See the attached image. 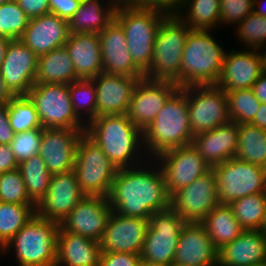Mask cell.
Wrapping results in <instances>:
<instances>
[{"label":"cell","instance_id":"cell-39","mask_svg":"<svg viewBox=\"0 0 266 266\" xmlns=\"http://www.w3.org/2000/svg\"><path fill=\"white\" fill-rule=\"evenodd\" d=\"M225 92L228 100L230 121H234L237 124H250L261 105L252 89Z\"/></svg>","mask_w":266,"mask_h":266},{"label":"cell","instance_id":"cell-42","mask_svg":"<svg viewBox=\"0 0 266 266\" xmlns=\"http://www.w3.org/2000/svg\"><path fill=\"white\" fill-rule=\"evenodd\" d=\"M0 202L35 204L28 195L19 169L0 174Z\"/></svg>","mask_w":266,"mask_h":266},{"label":"cell","instance_id":"cell-53","mask_svg":"<svg viewBox=\"0 0 266 266\" xmlns=\"http://www.w3.org/2000/svg\"><path fill=\"white\" fill-rule=\"evenodd\" d=\"M250 124L266 130V103H261L254 120Z\"/></svg>","mask_w":266,"mask_h":266},{"label":"cell","instance_id":"cell-38","mask_svg":"<svg viewBox=\"0 0 266 266\" xmlns=\"http://www.w3.org/2000/svg\"><path fill=\"white\" fill-rule=\"evenodd\" d=\"M69 94L73 111L82 122L85 117V124L96 118L97 92L93 79H78L72 82L69 84Z\"/></svg>","mask_w":266,"mask_h":266},{"label":"cell","instance_id":"cell-49","mask_svg":"<svg viewBox=\"0 0 266 266\" xmlns=\"http://www.w3.org/2000/svg\"><path fill=\"white\" fill-rule=\"evenodd\" d=\"M29 18L50 13L49 0H16Z\"/></svg>","mask_w":266,"mask_h":266},{"label":"cell","instance_id":"cell-44","mask_svg":"<svg viewBox=\"0 0 266 266\" xmlns=\"http://www.w3.org/2000/svg\"><path fill=\"white\" fill-rule=\"evenodd\" d=\"M43 128L15 133L10 148L18 164L39 154Z\"/></svg>","mask_w":266,"mask_h":266},{"label":"cell","instance_id":"cell-37","mask_svg":"<svg viewBox=\"0 0 266 266\" xmlns=\"http://www.w3.org/2000/svg\"><path fill=\"white\" fill-rule=\"evenodd\" d=\"M235 219L245 230H260L265 216L266 192L245 196L229 203Z\"/></svg>","mask_w":266,"mask_h":266},{"label":"cell","instance_id":"cell-5","mask_svg":"<svg viewBox=\"0 0 266 266\" xmlns=\"http://www.w3.org/2000/svg\"><path fill=\"white\" fill-rule=\"evenodd\" d=\"M59 228L60 223L35 213L1 252L14 247L19 266H55Z\"/></svg>","mask_w":266,"mask_h":266},{"label":"cell","instance_id":"cell-55","mask_svg":"<svg viewBox=\"0 0 266 266\" xmlns=\"http://www.w3.org/2000/svg\"><path fill=\"white\" fill-rule=\"evenodd\" d=\"M9 42H10L9 38L0 35V67L4 61V56L6 54L7 45Z\"/></svg>","mask_w":266,"mask_h":266},{"label":"cell","instance_id":"cell-24","mask_svg":"<svg viewBox=\"0 0 266 266\" xmlns=\"http://www.w3.org/2000/svg\"><path fill=\"white\" fill-rule=\"evenodd\" d=\"M68 37V21L48 13L30 18L19 40L39 57L63 47Z\"/></svg>","mask_w":266,"mask_h":266},{"label":"cell","instance_id":"cell-13","mask_svg":"<svg viewBox=\"0 0 266 266\" xmlns=\"http://www.w3.org/2000/svg\"><path fill=\"white\" fill-rule=\"evenodd\" d=\"M155 158L170 196L212 169L193 144L167 150Z\"/></svg>","mask_w":266,"mask_h":266},{"label":"cell","instance_id":"cell-21","mask_svg":"<svg viewBox=\"0 0 266 266\" xmlns=\"http://www.w3.org/2000/svg\"><path fill=\"white\" fill-rule=\"evenodd\" d=\"M144 76H125L101 72L93 78L96 92V117L126 114L138 81Z\"/></svg>","mask_w":266,"mask_h":266},{"label":"cell","instance_id":"cell-26","mask_svg":"<svg viewBox=\"0 0 266 266\" xmlns=\"http://www.w3.org/2000/svg\"><path fill=\"white\" fill-rule=\"evenodd\" d=\"M239 124L226 122L214 129L194 135L193 146L212 167L235 157Z\"/></svg>","mask_w":266,"mask_h":266},{"label":"cell","instance_id":"cell-51","mask_svg":"<svg viewBox=\"0 0 266 266\" xmlns=\"http://www.w3.org/2000/svg\"><path fill=\"white\" fill-rule=\"evenodd\" d=\"M17 168L18 162L11 151L10 145L0 144V174Z\"/></svg>","mask_w":266,"mask_h":266},{"label":"cell","instance_id":"cell-28","mask_svg":"<svg viewBox=\"0 0 266 266\" xmlns=\"http://www.w3.org/2000/svg\"><path fill=\"white\" fill-rule=\"evenodd\" d=\"M101 252L100 242L66 231L60 225L55 266H99Z\"/></svg>","mask_w":266,"mask_h":266},{"label":"cell","instance_id":"cell-6","mask_svg":"<svg viewBox=\"0 0 266 266\" xmlns=\"http://www.w3.org/2000/svg\"><path fill=\"white\" fill-rule=\"evenodd\" d=\"M165 17L158 11L137 9L128 4L118 5L115 11L114 20L125 33L131 59L144 75L151 68L155 36Z\"/></svg>","mask_w":266,"mask_h":266},{"label":"cell","instance_id":"cell-50","mask_svg":"<svg viewBox=\"0 0 266 266\" xmlns=\"http://www.w3.org/2000/svg\"><path fill=\"white\" fill-rule=\"evenodd\" d=\"M14 134L8 118V108L7 106H0V144L9 145Z\"/></svg>","mask_w":266,"mask_h":266},{"label":"cell","instance_id":"cell-33","mask_svg":"<svg viewBox=\"0 0 266 266\" xmlns=\"http://www.w3.org/2000/svg\"><path fill=\"white\" fill-rule=\"evenodd\" d=\"M235 158L266 168V130L252 124H239Z\"/></svg>","mask_w":266,"mask_h":266},{"label":"cell","instance_id":"cell-1","mask_svg":"<svg viewBox=\"0 0 266 266\" xmlns=\"http://www.w3.org/2000/svg\"><path fill=\"white\" fill-rule=\"evenodd\" d=\"M156 163L155 169L150 162L149 166L145 163V166L117 170L108 195L114 212L125 217L149 219L152 213L171 206L163 172L159 165L157 170Z\"/></svg>","mask_w":266,"mask_h":266},{"label":"cell","instance_id":"cell-47","mask_svg":"<svg viewBox=\"0 0 266 266\" xmlns=\"http://www.w3.org/2000/svg\"><path fill=\"white\" fill-rule=\"evenodd\" d=\"M141 261L140 254L101 252L99 266H140Z\"/></svg>","mask_w":266,"mask_h":266},{"label":"cell","instance_id":"cell-16","mask_svg":"<svg viewBox=\"0 0 266 266\" xmlns=\"http://www.w3.org/2000/svg\"><path fill=\"white\" fill-rule=\"evenodd\" d=\"M112 212L108 197L85 195L60 225L66 231L100 242Z\"/></svg>","mask_w":266,"mask_h":266},{"label":"cell","instance_id":"cell-25","mask_svg":"<svg viewBox=\"0 0 266 266\" xmlns=\"http://www.w3.org/2000/svg\"><path fill=\"white\" fill-rule=\"evenodd\" d=\"M99 40L103 72L130 77L144 76L134 65L128 51L125 33L115 20L99 34Z\"/></svg>","mask_w":266,"mask_h":266},{"label":"cell","instance_id":"cell-35","mask_svg":"<svg viewBox=\"0 0 266 266\" xmlns=\"http://www.w3.org/2000/svg\"><path fill=\"white\" fill-rule=\"evenodd\" d=\"M29 198L37 205L46 195L52 174L39 154L18 164Z\"/></svg>","mask_w":266,"mask_h":266},{"label":"cell","instance_id":"cell-8","mask_svg":"<svg viewBox=\"0 0 266 266\" xmlns=\"http://www.w3.org/2000/svg\"><path fill=\"white\" fill-rule=\"evenodd\" d=\"M74 172L86 195L108 197L117 169L102 149L84 133L77 145Z\"/></svg>","mask_w":266,"mask_h":266},{"label":"cell","instance_id":"cell-58","mask_svg":"<svg viewBox=\"0 0 266 266\" xmlns=\"http://www.w3.org/2000/svg\"><path fill=\"white\" fill-rule=\"evenodd\" d=\"M140 266H172V265L157 264V263H150V262L141 261Z\"/></svg>","mask_w":266,"mask_h":266},{"label":"cell","instance_id":"cell-52","mask_svg":"<svg viewBox=\"0 0 266 266\" xmlns=\"http://www.w3.org/2000/svg\"><path fill=\"white\" fill-rule=\"evenodd\" d=\"M251 89L261 103H266V72H262Z\"/></svg>","mask_w":266,"mask_h":266},{"label":"cell","instance_id":"cell-12","mask_svg":"<svg viewBox=\"0 0 266 266\" xmlns=\"http://www.w3.org/2000/svg\"><path fill=\"white\" fill-rule=\"evenodd\" d=\"M187 95L193 135L229 122L226 92L216 85L181 88Z\"/></svg>","mask_w":266,"mask_h":266},{"label":"cell","instance_id":"cell-20","mask_svg":"<svg viewBox=\"0 0 266 266\" xmlns=\"http://www.w3.org/2000/svg\"><path fill=\"white\" fill-rule=\"evenodd\" d=\"M148 226V219L125 217L113 211L100 241L101 251L141 255Z\"/></svg>","mask_w":266,"mask_h":266},{"label":"cell","instance_id":"cell-45","mask_svg":"<svg viewBox=\"0 0 266 266\" xmlns=\"http://www.w3.org/2000/svg\"><path fill=\"white\" fill-rule=\"evenodd\" d=\"M254 0H220V24H235L253 13Z\"/></svg>","mask_w":266,"mask_h":266},{"label":"cell","instance_id":"cell-40","mask_svg":"<svg viewBox=\"0 0 266 266\" xmlns=\"http://www.w3.org/2000/svg\"><path fill=\"white\" fill-rule=\"evenodd\" d=\"M7 108L14 133L42 128L35 105L28 96H14Z\"/></svg>","mask_w":266,"mask_h":266},{"label":"cell","instance_id":"cell-61","mask_svg":"<svg viewBox=\"0 0 266 266\" xmlns=\"http://www.w3.org/2000/svg\"><path fill=\"white\" fill-rule=\"evenodd\" d=\"M253 266H266V260L263 262H260L259 264L253 265Z\"/></svg>","mask_w":266,"mask_h":266},{"label":"cell","instance_id":"cell-34","mask_svg":"<svg viewBox=\"0 0 266 266\" xmlns=\"http://www.w3.org/2000/svg\"><path fill=\"white\" fill-rule=\"evenodd\" d=\"M177 17L191 30L214 29L219 25L220 0H185Z\"/></svg>","mask_w":266,"mask_h":266},{"label":"cell","instance_id":"cell-60","mask_svg":"<svg viewBox=\"0 0 266 266\" xmlns=\"http://www.w3.org/2000/svg\"><path fill=\"white\" fill-rule=\"evenodd\" d=\"M12 1H15V0H0V5L8 3V2H12Z\"/></svg>","mask_w":266,"mask_h":266},{"label":"cell","instance_id":"cell-31","mask_svg":"<svg viewBox=\"0 0 266 266\" xmlns=\"http://www.w3.org/2000/svg\"><path fill=\"white\" fill-rule=\"evenodd\" d=\"M78 80L65 46L38 57L35 83L71 84Z\"/></svg>","mask_w":266,"mask_h":266},{"label":"cell","instance_id":"cell-43","mask_svg":"<svg viewBox=\"0 0 266 266\" xmlns=\"http://www.w3.org/2000/svg\"><path fill=\"white\" fill-rule=\"evenodd\" d=\"M236 26L239 40L249 49H259L266 45V17L253 12Z\"/></svg>","mask_w":266,"mask_h":266},{"label":"cell","instance_id":"cell-54","mask_svg":"<svg viewBox=\"0 0 266 266\" xmlns=\"http://www.w3.org/2000/svg\"><path fill=\"white\" fill-rule=\"evenodd\" d=\"M13 97L0 74V106H7Z\"/></svg>","mask_w":266,"mask_h":266},{"label":"cell","instance_id":"cell-18","mask_svg":"<svg viewBox=\"0 0 266 266\" xmlns=\"http://www.w3.org/2000/svg\"><path fill=\"white\" fill-rule=\"evenodd\" d=\"M85 130L43 128L39 155L51 174L74 170L77 145Z\"/></svg>","mask_w":266,"mask_h":266},{"label":"cell","instance_id":"cell-41","mask_svg":"<svg viewBox=\"0 0 266 266\" xmlns=\"http://www.w3.org/2000/svg\"><path fill=\"white\" fill-rule=\"evenodd\" d=\"M29 17L17 1L0 5V35L10 40L20 39L28 26Z\"/></svg>","mask_w":266,"mask_h":266},{"label":"cell","instance_id":"cell-36","mask_svg":"<svg viewBox=\"0 0 266 266\" xmlns=\"http://www.w3.org/2000/svg\"><path fill=\"white\" fill-rule=\"evenodd\" d=\"M36 206L0 202V251L36 213Z\"/></svg>","mask_w":266,"mask_h":266},{"label":"cell","instance_id":"cell-3","mask_svg":"<svg viewBox=\"0 0 266 266\" xmlns=\"http://www.w3.org/2000/svg\"><path fill=\"white\" fill-rule=\"evenodd\" d=\"M142 133L144 153L148 152L147 156L153 154L151 159L154 160L167 150L192 144L194 135L190 126L187 95L181 88L168 98Z\"/></svg>","mask_w":266,"mask_h":266},{"label":"cell","instance_id":"cell-48","mask_svg":"<svg viewBox=\"0 0 266 266\" xmlns=\"http://www.w3.org/2000/svg\"><path fill=\"white\" fill-rule=\"evenodd\" d=\"M82 0H49L50 13L69 22L79 9Z\"/></svg>","mask_w":266,"mask_h":266},{"label":"cell","instance_id":"cell-15","mask_svg":"<svg viewBox=\"0 0 266 266\" xmlns=\"http://www.w3.org/2000/svg\"><path fill=\"white\" fill-rule=\"evenodd\" d=\"M85 195L74 170L52 174L46 195L36 206V214L61 223Z\"/></svg>","mask_w":266,"mask_h":266},{"label":"cell","instance_id":"cell-9","mask_svg":"<svg viewBox=\"0 0 266 266\" xmlns=\"http://www.w3.org/2000/svg\"><path fill=\"white\" fill-rule=\"evenodd\" d=\"M220 204L266 192V168L235 157L212 167Z\"/></svg>","mask_w":266,"mask_h":266},{"label":"cell","instance_id":"cell-23","mask_svg":"<svg viewBox=\"0 0 266 266\" xmlns=\"http://www.w3.org/2000/svg\"><path fill=\"white\" fill-rule=\"evenodd\" d=\"M262 72L260 50L233 49L226 53L216 86L224 91L250 89Z\"/></svg>","mask_w":266,"mask_h":266},{"label":"cell","instance_id":"cell-14","mask_svg":"<svg viewBox=\"0 0 266 266\" xmlns=\"http://www.w3.org/2000/svg\"><path fill=\"white\" fill-rule=\"evenodd\" d=\"M219 204L217 180L211 169L171 196V208L186 222L201 223Z\"/></svg>","mask_w":266,"mask_h":266},{"label":"cell","instance_id":"cell-27","mask_svg":"<svg viewBox=\"0 0 266 266\" xmlns=\"http://www.w3.org/2000/svg\"><path fill=\"white\" fill-rule=\"evenodd\" d=\"M265 260L266 235L260 230H244L218 249L217 266H253Z\"/></svg>","mask_w":266,"mask_h":266},{"label":"cell","instance_id":"cell-57","mask_svg":"<svg viewBox=\"0 0 266 266\" xmlns=\"http://www.w3.org/2000/svg\"><path fill=\"white\" fill-rule=\"evenodd\" d=\"M263 50L264 49V52L260 53V56H261V62H262V70L264 72H266V45L262 46L261 48H259L258 50Z\"/></svg>","mask_w":266,"mask_h":266},{"label":"cell","instance_id":"cell-4","mask_svg":"<svg viewBox=\"0 0 266 266\" xmlns=\"http://www.w3.org/2000/svg\"><path fill=\"white\" fill-rule=\"evenodd\" d=\"M210 31L189 32L182 54L179 88L218 82L226 53Z\"/></svg>","mask_w":266,"mask_h":266},{"label":"cell","instance_id":"cell-32","mask_svg":"<svg viewBox=\"0 0 266 266\" xmlns=\"http://www.w3.org/2000/svg\"><path fill=\"white\" fill-rule=\"evenodd\" d=\"M201 223L217 249L232 242L245 230L235 219L229 204L219 203Z\"/></svg>","mask_w":266,"mask_h":266},{"label":"cell","instance_id":"cell-10","mask_svg":"<svg viewBox=\"0 0 266 266\" xmlns=\"http://www.w3.org/2000/svg\"><path fill=\"white\" fill-rule=\"evenodd\" d=\"M27 96L35 105L42 128L86 129L73 111L69 84L35 83Z\"/></svg>","mask_w":266,"mask_h":266},{"label":"cell","instance_id":"cell-2","mask_svg":"<svg viewBox=\"0 0 266 266\" xmlns=\"http://www.w3.org/2000/svg\"><path fill=\"white\" fill-rule=\"evenodd\" d=\"M85 134L102 149L117 170L142 163L141 160L137 162L140 154H144L141 153L143 133L126 114L98 116L86 124Z\"/></svg>","mask_w":266,"mask_h":266},{"label":"cell","instance_id":"cell-17","mask_svg":"<svg viewBox=\"0 0 266 266\" xmlns=\"http://www.w3.org/2000/svg\"><path fill=\"white\" fill-rule=\"evenodd\" d=\"M38 56L19 39L7 45L0 74L13 96H27L35 84Z\"/></svg>","mask_w":266,"mask_h":266},{"label":"cell","instance_id":"cell-56","mask_svg":"<svg viewBox=\"0 0 266 266\" xmlns=\"http://www.w3.org/2000/svg\"><path fill=\"white\" fill-rule=\"evenodd\" d=\"M262 5H263V2L262 1H260V0H254L253 12L256 15H260V16L266 17V8H265L266 6L264 7Z\"/></svg>","mask_w":266,"mask_h":266},{"label":"cell","instance_id":"cell-59","mask_svg":"<svg viewBox=\"0 0 266 266\" xmlns=\"http://www.w3.org/2000/svg\"><path fill=\"white\" fill-rule=\"evenodd\" d=\"M260 231L266 235V209H265V216H264L263 225H262Z\"/></svg>","mask_w":266,"mask_h":266},{"label":"cell","instance_id":"cell-22","mask_svg":"<svg viewBox=\"0 0 266 266\" xmlns=\"http://www.w3.org/2000/svg\"><path fill=\"white\" fill-rule=\"evenodd\" d=\"M173 264L217 266L218 249L202 223L187 222L180 232Z\"/></svg>","mask_w":266,"mask_h":266},{"label":"cell","instance_id":"cell-30","mask_svg":"<svg viewBox=\"0 0 266 266\" xmlns=\"http://www.w3.org/2000/svg\"><path fill=\"white\" fill-rule=\"evenodd\" d=\"M101 1V2H100ZM82 0L79 9L69 20V34H100L115 17L117 4L107 0Z\"/></svg>","mask_w":266,"mask_h":266},{"label":"cell","instance_id":"cell-29","mask_svg":"<svg viewBox=\"0 0 266 266\" xmlns=\"http://www.w3.org/2000/svg\"><path fill=\"white\" fill-rule=\"evenodd\" d=\"M64 46L78 79H93L103 72L99 34H69Z\"/></svg>","mask_w":266,"mask_h":266},{"label":"cell","instance_id":"cell-11","mask_svg":"<svg viewBox=\"0 0 266 266\" xmlns=\"http://www.w3.org/2000/svg\"><path fill=\"white\" fill-rule=\"evenodd\" d=\"M148 221L141 260L173 265L179 235L187 222L171 207L152 213Z\"/></svg>","mask_w":266,"mask_h":266},{"label":"cell","instance_id":"cell-46","mask_svg":"<svg viewBox=\"0 0 266 266\" xmlns=\"http://www.w3.org/2000/svg\"><path fill=\"white\" fill-rule=\"evenodd\" d=\"M185 0H131L128 5L137 9L154 10L166 16H177Z\"/></svg>","mask_w":266,"mask_h":266},{"label":"cell","instance_id":"cell-62","mask_svg":"<svg viewBox=\"0 0 266 266\" xmlns=\"http://www.w3.org/2000/svg\"><path fill=\"white\" fill-rule=\"evenodd\" d=\"M172 266H187V265L173 264Z\"/></svg>","mask_w":266,"mask_h":266},{"label":"cell","instance_id":"cell-7","mask_svg":"<svg viewBox=\"0 0 266 266\" xmlns=\"http://www.w3.org/2000/svg\"><path fill=\"white\" fill-rule=\"evenodd\" d=\"M190 31L177 16L162 20L155 36L151 68L145 78L180 85L182 54Z\"/></svg>","mask_w":266,"mask_h":266},{"label":"cell","instance_id":"cell-19","mask_svg":"<svg viewBox=\"0 0 266 266\" xmlns=\"http://www.w3.org/2000/svg\"><path fill=\"white\" fill-rule=\"evenodd\" d=\"M178 88L172 82L141 78L135 86L126 115L143 131Z\"/></svg>","mask_w":266,"mask_h":266}]
</instances>
